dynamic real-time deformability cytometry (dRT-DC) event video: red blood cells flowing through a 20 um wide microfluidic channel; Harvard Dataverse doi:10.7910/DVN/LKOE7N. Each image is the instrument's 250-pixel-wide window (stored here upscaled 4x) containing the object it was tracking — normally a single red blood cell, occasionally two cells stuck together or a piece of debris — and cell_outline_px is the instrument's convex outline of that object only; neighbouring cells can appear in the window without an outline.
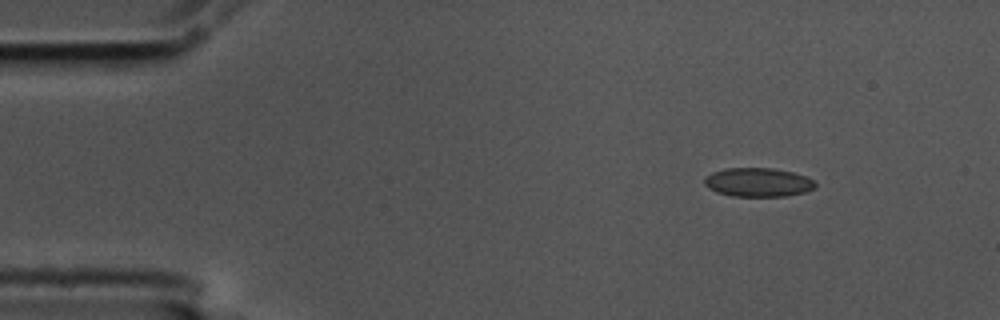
{"species": "common noctule bat (a hibernating species)", "species_latin": "Nyctalus noctula", "temperature_condition": "cold", "stored_images_in_passage": 4, "segment_of_instrument_passage": [1, 2], "camera_frame_rate_fps": 3000, "um_per_image_px": 0.085, "animal": {"sex": "male", "body_mass_g": 17.5, "forearm_length_mm": 52.3}, "frame": {"image": 1, "passage_image": 1, "time_ms": 0.0, "image_size_px": [1000, 320], "cell_outline_px": [[816, 188], [804, 192], [788, 196], [732, 196], [716, 192], [708, 188], [704, 184], [704, 176], [712, 172], [724, 168], [772, 168], [792, 172], [804, 176], [812, 180], [816, 184]], "centroid_in_image_um": [64.39, 15.49], "position_along_channel_um": 20.6, "area_um2": 18.73}}